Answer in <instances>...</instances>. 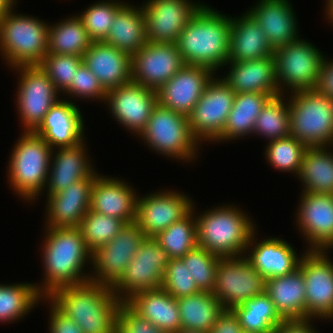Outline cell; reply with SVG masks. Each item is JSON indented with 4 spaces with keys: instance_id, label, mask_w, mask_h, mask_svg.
<instances>
[{
    "instance_id": "8d00e7d4",
    "label": "cell",
    "mask_w": 333,
    "mask_h": 333,
    "mask_svg": "<svg viewBox=\"0 0 333 333\" xmlns=\"http://www.w3.org/2000/svg\"><path fill=\"white\" fill-rule=\"evenodd\" d=\"M232 310L239 319L242 331L246 332L272 333L285 321L265 292L235 306Z\"/></svg>"
},
{
    "instance_id": "8fae6325",
    "label": "cell",
    "mask_w": 333,
    "mask_h": 333,
    "mask_svg": "<svg viewBox=\"0 0 333 333\" xmlns=\"http://www.w3.org/2000/svg\"><path fill=\"white\" fill-rule=\"evenodd\" d=\"M265 283L266 279L245 257L221 258L212 293L219 299L224 309H233L263 294Z\"/></svg>"
},
{
    "instance_id": "8992f818",
    "label": "cell",
    "mask_w": 333,
    "mask_h": 333,
    "mask_svg": "<svg viewBox=\"0 0 333 333\" xmlns=\"http://www.w3.org/2000/svg\"><path fill=\"white\" fill-rule=\"evenodd\" d=\"M0 18V49L11 66L39 65L48 54L46 23L33 17L12 14Z\"/></svg>"
},
{
    "instance_id": "f35d334b",
    "label": "cell",
    "mask_w": 333,
    "mask_h": 333,
    "mask_svg": "<svg viewBox=\"0 0 333 333\" xmlns=\"http://www.w3.org/2000/svg\"><path fill=\"white\" fill-rule=\"evenodd\" d=\"M192 210L181 220L174 222L154 238L168 252L171 259L182 258L195 248L197 243V224L192 218Z\"/></svg>"
},
{
    "instance_id": "11a10c76",
    "label": "cell",
    "mask_w": 333,
    "mask_h": 333,
    "mask_svg": "<svg viewBox=\"0 0 333 333\" xmlns=\"http://www.w3.org/2000/svg\"><path fill=\"white\" fill-rule=\"evenodd\" d=\"M13 2L14 0H0V18L13 9Z\"/></svg>"
},
{
    "instance_id": "f5cc1de1",
    "label": "cell",
    "mask_w": 333,
    "mask_h": 333,
    "mask_svg": "<svg viewBox=\"0 0 333 333\" xmlns=\"http://www.w3.org/2000/svg\"><path fill=\"white\" fill-rule=\"evenodd\" d=\"M321 62L318 81L315 89L333 100V63L324 60Z\"/></svg>"
},
{
    "instance_id": "b9f144b4",
    "label": "cell",
    "mask_w": 333,
    "mask_h": 333,
    "mask_svg": "<svg viewBox=\"0 0 333 333\" xmlns=\"http://www.w3.org/2000/svg\"><path fill=\"white\" fill-rule=\"evenodd\" d=\"M126 222L88 210L79 226L85 245L90 252L111 241L125 226Z\"/></svg>"
},
{
    "instance_id": "816d5d0a",
    "label": "cell",
    "mask_w": 333,
    "mask_h": 333,
    "mask_svg": "<svg viewBox=\"0 0 333 333\" xmlns=\"http://www.w3.org/2000/svg\"><path fill=\"white\" fill-rule=\"evenodd\" d=\"M209 333H242V328L233 310L225 309Z\"/></svg>"
},
{
    "instance_id": "5b68a950",
    "label": "cell",
    "mask_w": 333,
    "mask_h": 333,
    "mask_svg": "<svg viewBox=\"0 0 333 333\" xmlns=\"http://www.w3.org/2000/svg\"><path fill=\"white\" fill-rule=\"evenodd\" d=\"M289 102L290 132L307 147L333 142V100L315 88L295 91Z\"/></svg>"
},
{
    "instance_id": "4316f807",
    "label": "cell",
    "mask_w": 333,
    "mask_h": 333,
    "mask_svg": "<svg viewBox=\"0 0 333 333\" xmlns=\"http://www.w3.org/2000/svg\"><path fill=\"white\" fill-rule=\"evenodd\" d=\"M135 313L166 333L181 329L177 299L162 287L134 294L125 302Z\"/></svg>"
},
{
    "instance_id": "f907efd6",
    "label": "cell",
    "mask_w": 333,
    "mask_h": 333,
    "mask_svg": "<svg viewBox=\"0 0 333 333\" xmlns=\"http://www.w3.org/2000/svg\"><path fill=\"white\" fill-rule=\"evenodd\" d=\"M50 319V333H84L72 319L66 317L53 304Z\"/></svg>"
},
{
    "instance_id": "db71d44e",
    "label": "cell",
    "mask_w": 333,
    "mask_h": 333,
    "mask_svg": "<svg viewBox=\"0 0 333 333\" xmlns=\"http://www.w3.org/2000/svg\"><path fill=\"white\" fill-rule=\"evenodd\" d=\"M307 320L284 321L272 333H315Z\"/></svg>"
},
{
    "instance_id": "277c9868",
    "label": "cell",
    "mask_w": 333,
    "mask_h": 333,
    "mask_svg": "<svg viewBox=\"0 0 333 333\" xmlns=\"http://www.w3.org/2000/svg\"><path fill=\"white\" fill-rule=\"evenodd\" d=\"M197 243L221 258L238 257L253 242L252 222L233 207H219L197 217Z\"/></svg>"
},
{
    "instance_id": "1f68e13d",
    "label": "cell",
    "mask_w": 333,
    "mask_h": 333,
    "mask_svg": "<svg viewBox=\"0 0 333 333\" xmlns=\"http://www.w3.org/2000/svg\"><path fill=\"white\" fill-rule=\"evenodd\" d=\"M83 141L72 147L59 148L53 160L50 178L48 179V195L67 189L72 183L97 175L85 157Z\"/></svg>"
},
{
    "instance_id": "7dc6e473",
    "label": "cell",
    "mask_w": 333,
    "mask_h": 333,
    "mask_svg": "<svg viewBox=\"0 0 333 333\" xmlns=\"http://www.w3.org/2000/svg\"><path fill=\"white\" fill-rule=\"evenodd\" d=\"M161 287L176 299L201 291L181 258L167 264Z\"/></svg>"
},
{
    "instance_id": "2e32d148",
    "label": "cell",
    "mask_w": 333,
    "mask_h": 333,
    "mask_svg": "<svg viewBox=\"0 0 333 333\" xmlns=\"http://www.w3.org/2000/svg\"><path fill=\"white\" fill-rule=\"evenodd\" d=\"M21 81L17 95L20 117L26 131H35L50 108L58 101V90L39 65L17 66Z\"/></svg>"
},
{
    "instance_id": "9f6ffc18",
    "label": "cell",
    "mask_w": 333,
    "mask_h": 333,
    "mask_svg": "<svg viewBox=\"0 0 333 333\" xmlns=\"http://www.w3.org/2000/svg\"><path fill=\"white\" fill-rule=\"evenodd\" d=\"M327 2L328 17H330V20L333 22V0H328Z\"/></svg>"
},
{
    "instance_id": "f1b7e54d",
    "label": "cell",
    "mask_w": 333,
    "mask_h": 333,
    "mask_svg": "<svg viewBox=\"0 0 333 333\" xmlns=\"http://www.w3.org/2000/svg\"><path fill=\"white\" fill-rule=\"evenodd\" d=\"M265 293L285 320H306L305 281L302 271L266 280Z\"/></svg>"
},
{
    "instance_id": "cb8c5ba5",
    "label": "cell",
    "mask_w": 333,
    "mask_h": 333,
    "mask_svg": "<svg viewBox=\"0 0 333 333\" xmlns=\"http://www.w3.org/2000/svg\"><path fill=\"white\" fill-rule=\"evenodd\" d=\"M78 107L58 100L34 131L52 148L72 147L82 142L83 121Z\"/></svg>"
},
{
    "instance_id": "9a60e30c",
    "label": "cell",
    "mask_w": 333,
    "mask_h": 333,
    "mask_svg": "<svg viewBox=\"0 0 333 333\" xmlns=\"http://www.w3.org/2000/svg\"><path fill=\"white\" fill-rule=\"evenodd\" d=\"M309 250L298 266L305 281L306 320L312 316L332 318L333 264L323 250Z\"/></svg>"
},
{
    "instance_id": "9c48e42d",
    "label": "cell",
    "mask_w": 333,
    "mask_h": 333,
    "mask_svg": "<svg viewBox=\"0 0 333 333\" xmlns=\"http://www.w3.org/2000/svg\"><path fill=\"white\" fill-rule=\"evenodd\" d=\"M170 260L168 252L154 237H145L124 274L111 287L113 292L122 302H126L138 292L161 288ZM120 290L126 292L125 297L123 294L120 297Z\"/></svg>"
},
{
    "instance_id": "bcb514c9",
    "label": "cell",
    "mask_w": 333,
    "mask_h": 333,
    "mask_svg": "<svg viewBox=\"0 0 333 333\" xmlns=\"http://www.w3.org/2000/svg\"><path fill=\"white\" fill-rule=\"evenodd\" d=\"M82 63L83 57L81 56L48 53L39 66L52 80L57 90L66 91Z\"/></svg>"
},
{
    "instance_id": "ee69618b",
    "label": "cell",
    "mask_w": 333,
    "mask_h": 333,
    "mask_svg": "<svg viewBox=\"0 0 333 333\" xmlns=\"http://www.w3.org/2000/svg\"><path fill=\"white\" fill-rule=\"evenodd\" d=\"M308 147L293 136L272 140L267 146L266 157L276 169L299 172L303 155Z\"/></svg>"
},
{
    "instance_id": "484cf974",
    "label": "cell",
    "mask_w": 333,
    "mask_h": 333,
    "mask_svg": "<svg viewBox=\"0 0 333 333\" xmlns=\"http://www.w3.org/2000/svg\"><path fill=\"white\" fill-rule=\"evenodd\" d=\"M231 70L227 77L222 79L234 92L237 93H264L272 97L278 96L282 91L278 88L275 76L274 56L242 62L228 61Z\"/></svg>"
},
{
    "instance_id": "ba28073f",
    "label": "cell",
    "mask_w": 333,
    "mask_h": 333,
    "mask_svg": "<svg viewBox=\"0 0 333 333\" xmlns=\"http://www.w3.org/2000/svg\"><path fill=\"white\" fill-rule=\"evenodd\" d=\"M140 135L159 153L185 160L195 156L197 140L191 133L188 117L158 103Z\"/></svg>"
},
{
    "instance_id": "5bb4252c",
    "label": "cell",
    "mask_w": 333,
    "mask_h": 333,
    "mask_svg": "<svg viewBox=\"0 0 333 333\" xmlns=\"http://www.w3.org/2000/svg\"><path fill=\"white\" fill-rule=\"evenodd\" d=\"M184 65L176 43L147 42L131 56L132 82L157 91Z\"/></svg>"
},
{
    "instance_id": "60d3db41",
    "label": "cell",
    "mask_w": 333,
    "mask_h": 333,
    "mask_svg": "<svg viewBox=\"0 0 333 333\" xmlns=\"http://www.w3.org/2000/svg\"><path fill=\"white\" fill-rule=\"evenodd\" d=\"M40 287L33 284L0 285V321L21 318L40 299Z\"/></svg>"
},
{
    "instance_id": "83f0119b",
    "label": "cell",
    "mask_w": 333,
    "mask_h": 333,
    "mask_svg": "<svg viewBox=\"0 0 333 333\" xmlns=\"http://www.w3.org/2000/svg\"><path fill=\"white\" fill-rule=\"evenodd\" d=\"M248 13L264 31L274 50L298 39L296 19L287 0H261Z\"/></svg>"
},
{
    "instance_id": "d4e9b609",
    "label": "cell",
    "mask_w": 333,
    "mask_h": 333,
    "mask_svg": "<svg viewBox=\"0 0 333 333\" xmlns=\"http://www.w3.org/2000/svg\"><path fill=\"white\" fill-rule=\"evenodd\" d=\"M135 195L124 182L97 175L91 187L90 210L126 223L134 222L137 209Z\"/></svg>"
},
{
    "instance_id": "6da1fadb",
    "label": "cell",
    "mask_w": 333,
    "mask_h": 333,
    "mask_svg": "<svg viewBox=\"0 0 333 333\" xmlns=\"http://www.w3.org/2000/svg\"><path fill=\"white\" fill-rule=\"evenodd\" d=\"M48 298L84 333H116L117 313L123 302L110 286L89 280L58 288Z\"/></svg>"
},
{
    "instance_id": "681fc988",
    "label": "cell",
    "mask_w": 333,
    "mask_h": 333,
    "mask_svg": "<svg viewBox=\"0 0 333 333\" xmlns=\"http://www.w3.org/2000/svg\"><path fill=\"white\" fill-rule=\"evenodd\" d=\"M117 333H166L135 313L123 302L117 313Z\"/></svg>"
},
{
    "instance_id": "e575fe53",
    "label": "cell",
    "mask_w": 333,
    "mask_h": 333,
    "mask_svg": "<svg viewBox=\"0 0 333 333\" xmlns=\"http://www.w3.org/2000/svg\"><path fill=\"white\" fill-rule=\"evenodd\" d=\"M272 96L264 93H237L222 135L218 140L251 134L256 118Z\"/></svg>"
},
{
    "instance_id": "52a82bcc",
    "label": "cell",
    "mask_w": 333,
    "mask_h": 333,
    "mask_svg": "<svg viewBox=\"0 0 333 333\" xmlns=\"http://www.w3.org/2000/svg\"><path fill=\"white\" fill-rule=\"evenodd\" d=\"M14 148L9 180L17 194L34 199L48 182L53 148L33 131H25Z\"/></svg>"
},
{
    "instance_id": "4dcf8cb0",
    "label": "cell",
    "mask_w": 333,
    "mask_h": 333,
    "mask_svg": "<svg viewBox=\"0 0 333 333\" xmlns=\"http://www.w3.org/2000/svg\"><path fill=\"white\" fill-rule=\"evenodd\" d=\"M246 259L266 280L293 273L301 260L293 248L279 238H270L256 244L252 254Z\"/></svg>"
},
{
    "instance_id": "7bdbcfd3",
    "label": "cell",
    "mask_w": 333,
    "mask_h": 333,
    "mask_svg": "<svg viewBox=\"0 0 333 333\" xmlns=\"http://www.w3.org/2000/svg\"><path fill=\"white\" fill-rule=\"evenodd\" d=\"M201 291L213 292L221 257L196 246L181 258Z\"/></svg>"
},
{
    "instance_id": "ffe728a7",
    "label": "cell",
    "mask_w": 333,
    "mask_h": 333,
    "mask_svg": "<svg viewBox=\"0 0 333 333\" xmlns=\"http://www.w3.org/2000/svg\"><path fill=\"white\" fill-rule=\"evenodd\" d=\"M191 203L185 195L175 192L153 193L137 198L135 222L146 237H155L194 210Z\"/></svg>"
},
{
    "instance_id": "d6a6232c",
    "label": "cell",
    "mask_w": 333,
    "mask_h": 333,
    "mask_svg": "<svg viewBox=\"0 0 333 333\" xmlns=\"http://www.w3.org/2000/svg\"><path fill=\"white\" fill-rule=\"evenodd\" d=\"M130 56L147 43L146 22L142 8L124 5L115 15L111 29L103 41Z\"/></svg>"
},
{
    "instance_id": "3957f363",
    "label": "cell",
    "mask_w": 333,
    "mask_h": 333,
    "mask_svg": "<svg viewBox=\"0 0 333 333\" xmlns=\"http://www.w3.org/2000/svg\"><path fill=\"white\" fill-rule=\"evenodd\" d=\"M48 230L43 248L45 286L39 289V294L44 297V294L48 297L58 288L90 280L89 276L81 275L82 267L86 259L91 257V252L85 245L80 228L48 227Z\"/></svg>"
},
{
    "instance_id": "e0dca14e",
    "label": "cell",
    "mask_w": 333,
    "mask_h": 333,
    "mask_svg": "<svg viewBox=\"0 0 333 333\" xmlns=\"http://www.w3.org/2000/svg\"><path fill=\"white\" fill-rule=\"evenodd\" d=\"M201 5L188 0H150L141 7L145 15L147 42L176 43L180 33Z\"/></svg>"
},
{
    "instance_id": "d590c367",
    "label": "cell",
    "mask_w": 333,
    "mask_h": 333,
    "mask_svg": "<svg viewBox=\"0 0 333 333\" xmlns=\"http://www.w3.org/2000/svg\"><path fill=\"white\" fill-rule=\"evenodd\" d=\"M325 147H308L303 155L298 176L305 184L304 192L333 194V154Z\"/></svg>"
},
{
    "instance_id": "6f0895ef",
    "label": "cell",
    "mask_w": 333,
    "mask_h": 333,
    "mask_svg": "<svg viewBox=\"0 0 333 333\" xmlns=\"http://www.w3.org/2000/svg\"><path fill=\"white\" fill-rule=\"evenodd\" d=\"M176 333H203V332H198V331H193V330H188V329H179Z\"/></svg>"
},
{
    "instance_id": "44dd1931",
    "label": "cell",
    "mask_w": 333,
    "mask_h": 333,
    "mask_svg": "<svg viewBox=\"0 0 333 333\" xmlns=\"http://www.w3.org/2000/svg\"><path fill=\"white\" fill-rule=\"evenodd\" d=\"M300 205L298 224L312 250L333 247V194L304 192Z\"/></svg>"
},
{
    "instance_id": "603a6c76",
    "label": "cell",
    "mask_w": 333,
    "mask_h": 333,
    "mask_svg": "<svg viewBox=\"0 0 333 333\" xmlns=\"http://www.w3.org/2000/svg\"><path fill=\"white\" fill-rule=\"evenodd\" d=\"M83 63L108 91L132 81L131 56L105 42H93L83 55Z\"/></svg>"
},
{
    "instance_id": "c3c4849f",
    "label": "cell",
    "mask_w": 333,
    "mask_h": 333,
    "mask_svg": "<svg viewBox=\"0 0 333 333\" xmlns=\"http://www.w3.org/2000/svg\"><path fill=\"white\" fill-rule=\"evenodd\" d=\"M65 92L81 96L82 98L92 97L94 99L96 97L103 100L106 99L107 94L98 78L84 63L78 67L70 87Z\"/></svg>"
},
{
    "instance_id": "f546056e",
    "label": "cell",
    "mask_w": 333,
    "mask_h": 333,
    "mask_svg": "<svg viewBox=\"0 0 333 333\" xmlns=\"http://www.w3.org/2000/svg\"><path fill=\"white\" fill-rule=\"evenodd\" d=\"M273 54L266 34L248 12L240 19L231 18L228 61L256 60Z\"/></svg>"
},
{
    "instance_id": "ab89813d",
    "label": "cell",
    "mask_w": 333,
    "mask_h": 333,
    "mask_svg": "<svg viewBox=\"0 0 333 333\" xmlns=\"http://www.w3.org/2000/svg\"><path fill=\"white\" fill-rule=\"evenodd\" d=\"M282 94L271 97L256 118L253 132L270 138V141L285 138L290 132V109Z\"/></svg>"
},
{
    "instance_id": "74e56055",
    "label": "cell",
    "mask_w": 333,
    "mask_h": 333,
    "mask_svg": "<svg viewBox=\"0 0 333 333\" xmlns=\"http://www.w3.org/2000/svg\"><path fill=\"white\" fill-rule=\"evenodd\" d=\"M92 43L81 19L77 16L49 27L48 53L83 57Z\"/></svg>"
},
{
    "instance_id": "836d02e7",
    "label": "cell",
    "mask_w": 333,
    "mask_h": 333,
    "mask_svg": "<svg viewBox=\"0 0 333 333\" xmlns=\"http://www.w3.org/2000/svg\"><path fill=\"white\" fill-rule=\"evenodd\" d=\"M181 328L209 333L225 310L219 299L208 291L177 299Z\"/></svg>"
},
{
    "instance_id": "4fadbf2b",
    "label": "cell",
    "mask_w": 333,
    "mask_h": 333,
    "mask_svg": "<svg viewBox=\"0 0 333 333\" xmlns=\"http://www.w3.org/2000/svg\"><path fill=\"white\" fill-rule=\"evenodd\" d=\"M146 235L134 221L126 223L108 243L91 252L96 277L90 280L112 287L124 274Z\"/></svg>"
},
{
    "instance_id": "d6986e66",
    "label": "cell",
    "mask_w": 333,
    "mask_h": 333,
    "mask_svg": "<svg viewBox=\"0 0 333 333\" xmlns=\"http://www.w3.org/2000/svg\"><path fill=\"white\" fill-rule=\"evenodd\" d=\"M105 100H108L116 120L138 135L144 131L158 103L156 91L132 81L108 90Z\"/></svg>"
},
{
    "instance_id": "7402d4cb",
    "label": "cell",
    "mask_w": 333,
    "mask_h": 333,
    "mask_svg": "<svg viewBox=\"0 0 333 333\" xmlns=\"http://www.w3.org/2000/svg\"><path fill=\"white\" fill-rule=\"evenodd\" d=\"M95 178L80 179L61 192L48 195V227H79L90 209L91 187Z\"/></svg>"
},
{
    "instance_id": "ac0fdd59",
    "label": "cell",
    "mask_w": 333,
    "mask_h": 333,
    "mask_svg": "<svg viewBox=\"0 0 333 333\" xmlns=\"http://www.w3.org/2000/svg\"><path fill=\"white\" fill-rule=\"evenodd\" d=\"M212 73L205 66L184 65L156 91L158 104L188 117L212 80Z\"/></svg>"
},
{
    "instance_id": "7c38bea8",
    "label": "cell",
    "mask_w": 333,
    "mask_h": 333,
    "mask_svg": "<svg viewBox=\"0 0 333 333\" xmlns=\"http://www.w3.org/2000/svg\"><path fill=\"white\" fill-rule=\"evenodd\" d=\"M234 99L235 92L222 79L212 78L188 116L191 133L197 141H216L222 135Z\"/></svg>"
},
{
    "instance_id": "f6af8a7d",
    "label": "cell",
    "mask_w": 333,
    "mask_h": 333,
    "mask_svg": "<svg viewBox=\"0 0 333 333\" xmlns=\"http://www.w3.org/2000/svg\"><path fill=\"white\" fill-rule=\"evenodd\" d=\"M124 5L117 2H100L78 16L93 42H102L106 39L116 13Z\"/></svg>"
},
{
    "instance_id": "30bf717a",
    "label": "cell",
    "mask_w": 333,
    "mask_h": 333,
    "mask_svg": "<svg viewBox=\"0 0 333 333\" xmlns=\"http://www.w3.org/2000/svg\"><path fill=\"white\" fill-rule=\"evenodd\" d=\"M273 56L278 88L283 82L292 93L315 88L323 56L312 44L298 38L275 49Z\"/></svg>"
},
{
    "instance_id": "7a4b0ae2",
    "label": "cell",
    "mask_w": 333,
    "mask_h": 333,
    "mask_svg": "<svg viewBox=\"0 0 333 333\" xmlns=\"http://www.w3.org/2000/svg\"><path fill=\"white\" fill-rule=\"evenodd\" d=\"M231 18L202 6L185 25L176 42L185 65L213 72L228 62Z\"/></svg>"
}]
</instances>
